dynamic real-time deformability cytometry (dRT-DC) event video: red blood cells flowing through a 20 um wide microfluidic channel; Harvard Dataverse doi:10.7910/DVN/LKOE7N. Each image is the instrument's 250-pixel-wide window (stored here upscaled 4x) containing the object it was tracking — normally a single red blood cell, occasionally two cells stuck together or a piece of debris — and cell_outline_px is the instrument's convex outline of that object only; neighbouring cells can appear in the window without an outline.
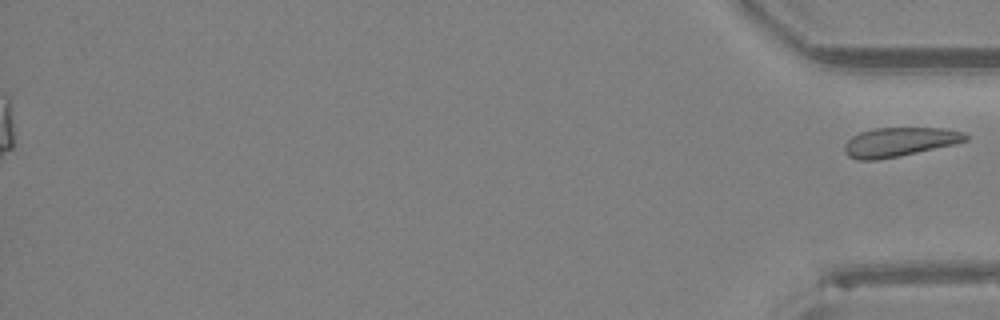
{"species": "Egyptian fruit bat (a non-hibernating species)", "species_latin": "Rousettus aegyptiacus", "temperature_condition": "room temperature", "stored_images_in_passage": 36, "segment_of_instrument_passage": [2, 2], "camera_frame_rate_fps": 3000, "um_per_image_px": 0.085, "animal": {"sex": "female"}, "frame": {"image": 1, "passage_image": 36, "time_ms": 11.667, "image_size_px": [1000, 320], "cell_outline_px": [[968, 140], [952, 144], [900, 156], [876, 160], [856, 160], [848, 156], [844, 152], [844, 144], [852, 136], [860, 132], [876, 128], [944, 128], [964, 132], [968, 136]], "centroid_in_image_um": [76.41, 12.07], "position_along_channel_um": 358.8, "area_um2": 20.46}}